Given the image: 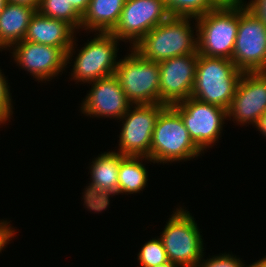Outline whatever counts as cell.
I'll return each instance as SVG.
<instances>
[{"instance_id":"obj_1","label":"cell","mask_w":266,"mask_h":267,"mask_svg":"<svg viewBox=\"0 0 266 267\" xmlns=\"http://www.w3.org/2000/svg\"><path fill=\"white\" fill-rule=\"evenodd\" d=\"M242 74L230 59L198 54L191 97L227 110Z\"/></svg>"},{"instance_id":"obj_2","label":"cell","mask_w":266,"mask_h":267,"mask_svg":"<svg viewBox=\"0 0 266 267\" xmlns=\"http://www.w3.org/2000/svg\"><path fill=\"white\" fill-rule=\"evenodd\" d=\"M190 19L192 17L170 16L131 48L144 59L154 62L198 53L197 37L192 33Z\"/></svg>"},{"instance_id":"obj_3","label":"cell","mask_w":266,"mask_h":267,"mask_svg":"<svg viewBox=\"0 0 266 267\" xmlns=\"http://www.w3.org/2000/svg\"><path fill=\"white\" fill-rule=\"evenodd\" d=\"M195 20L198 54L231 60L239 25V3L217 5Z\"/></svg>"},{"instance_id":"obj_4","label":"cell","mask_w":266,"mask_h":267,"mask_svg":"<svg viewBox=\"0 0 266 267\" xmlns=\"http://www.w3.org/2000/svg\"><path fill=\"white\" fill-rule=\"evenodd\" d=\"M203 151L193 142L180 114L167 105L159 114L150 146V162L191 160Z\"/></svg>"},{"instance_id":"obj_5","label":"cell","mask_w":266,"mask_h":267,"mask_svg":"<svg viewBox=\"0 0 266 267\" xmlns=\"http://www.w3.org/2000/svg\"><path fill=\"white\" fill-rule=\"evenodd\" d=\"M176 209L169 218L160 239L168 259L180 267H197L203 258V239L189 211Z\"/></svg>"},{"instance_id":"obj_6","label":"cell","mask_w":266,"mask_h":267,"mask_svg":"<svg viewBox=\"0 0 266 267\" xmlns=\"http://www.w3.org/2000/svg\"><path fill=\"white\" fill-rule=\"evenodd\" d=\"M130 52L115 70L128 101L133 105L159 103V62L144 59L134 48Z\"/></svg>"},{"instance_id":"obj_7","label":"cell","mask_w":266,"mask_h":267,"mask_svg":"<svg viewBox=\"0 0 266 267\" xmlns=\"http://www.w3.org/2000/svg\"><path fill=\"white\" fill-rule=\"evenodd\" d=\"M242 72H266V24L239 3V25L231 59Z\"/></svg>"},{"instance_id":"obj_8","label":"cell","mask_w":266,"mask_h":267,"mask_svg":"<svg viewBox=\"0 0 266 267\" xmlns=\"http://www.w3.org/2000/svg\"><path fill=\"white\" fill-rule=\"evenodd\" d=\"M181 116L193 142L203 151L221 135L227 110L189 97L171 105Z\"/></svg>"},{"instance_id":"obj_9","label":"cell","mask_w":266,"mask_h":267,"mask_svg":"<svg viewBox=\"0 0 266 267\" xmlns=\"http://www.w3.org/2000/svg\"><path fill=\"white\" fill-rule=\"evenodd\" d=\"M133 104L121 118L125 119L119 136V153L124 156L150 158L153 130L160 112L166 104ZM134 108L132 110V108Z\"/></svg>"},{"instance_id":"obj_10","label":"cell","mask_w":266,"mask_h":267,"mask_svg":"<svg viewBox=\"0 0 266 267\" xmlns=\"http://www.w3.org/2000/svg\"><path fill=\"white\" fill-rule=\"evenodd\" d=\"M99 34L81 48L75 57L73 79L76 82L90 83L115 74L118 62L117 43L120 41L112 33Z\"/></svg>"},{"instance_id":"obj_11","label":"cell","mask_w":266,"mask_h":267,"mask_svg":"<svg viewBox=\"0 0 266 267\" xmlns=\"http://www.w3.org/2000/svg\"><path fill=\"white\" fill-rule=\"evenodd\" d=\"M170 16L164 0H126L119 22L111 33L121 41H131L134 47Z\"/></svg>"},{"instance_id":"obj_12","label":"cell","mask_w":266,"mask_h":267,"mask_svg":"<svg viewBox=\"0 0 266 267\" xmlns=\"http://www.w3.org/2000/svg\"><path fill=\"white\" fill-rule=\"evenodd\" d=\"M198 53L172 57L159 62V103L172 105L191 97Z\"/></svg>"},{"instance_id":"obj_13","label":"cell","mask_w":266,"mask_h":267,"mask_svg":"<svg viewBox=\"0 0 266 267\" xmlns=\"http://www.w3.org/2000/svg\"><path fill=\"white\" fill-rule=\"evenodd\" d=\"M266 112V72H243L227 117L238 124L257 125Z\"/></svg>"},{"instance_id":"obj_14","label":"cell","mask_w":266,"mask_h":267,"mask_svg":"<svg viewBox=\"0 0 266 267\" xmlns=\"http://www.w3.org/2000/svg\"><path fill=\"white\" fill-rule=\"evenodd\" d=\"M124 155L119 152H105L96 157L91 164L92 182L84 191V205L88 210H106L110 195H118V171Z\"/></svg>"},{"instance_id":"obj_15","label":"cell","mask_w":266,"mask_h":267,"mask_svg":"<svg viewBox=\"0 0 266 267\" xmlns=\"http://www.w3.org/2000/svg\"><path fill=\"white\" fill-rule=\"evenodd\" d=\"M12 48L16 63L37 80L53 79L67 65V53L62 48L26 40L13 44Z\"/></svg>"},{"instance_id":"obj_16","label":"cell","mask_w":266,"mask_h":267,"mask_svg":"<svg viewBox=\"0 0 266 267\" xmlns=\"http://www.w3.org/2000/svg\"><path fill=\"white\" fill-rule=\"evenodd\" d=\"M91 84L92 88L81 105L82 112L90 117L104 116L121 119L131 103L121 88L117 76L112 74L95 80Z\"/></svg>"},{"instance_id":"obj_17","label":"cell","mask_w":266,"mask_h":267,"mask_svg":"<svg viewBox=\"0 0 266 267\" xmlns=\"http://www.w3.org/2000/svg\"><path fill=\"white\" fill-rule=\"evenodd\" d=\"M74 29L68 22L43 16L36 11L23 40L62 48L67 53V63H70L75 45Z\"/></svg>"},{"instance_id":"obj_18","label":"cell","mask_w":266,"mask_h":267,"mask_svg":"<svg viewBox=\"0 0 266 267\" xmlns=\"http://www.w3.org/2000/svg\"><path fill=\"white\" fill-rule=\"evenodd\" d=\"M37 9L23 4L6 2L0 13V49H8L24 39L27 27Z\"/></svg>"},{"instance_id":"obj_19","label":"cell","mask_w":266,"mask_h":267,"mask_svg":"<svg viewBox=\"0 0 266 267\" xmlns=\"http://www.w3.org/2000/svg\"><path fill=\"white\" fill-rule=\"evenodd\" d=\"M126 0H90L81 18L85 30L111 33L119 22Z\"/></svg>"},{"instance_id":"obj_20","label":"cell","mask_w":266,"mask_h":267,"mask_svg":"<svg viewBox=\"0 0 266 267\" xmlns=\"http://www.w3.org/2000/svg\"><path fill=\"white\" fill-rule=\"evenodd\" d=\"M151 160L149 157L143 156H124L121 159L118 171V194L142 191L148 181L144 164L140 160Z\"/></svg>"},{"instance_id":"obj_21","label":"cell","mask_w":266,"mask_h":267,"mask_svg":"<svg viewBox=\"0 0 266 267\" xmlns=\"http://www.w3.org/2000/svg\"><path fill=\"white\" fill-rule=\"evenodd\" d=\"M37 11L43 16L68 22L76 31L81 28L82 16L68 0H40Z\"/></svg>"},{"instance_id":"obj_22","label":"cell","mask_w":266,"mask_h":267,"mask_svg":"<svg viewBox=\"0 0 266 267\" xmlns=\"http://www.w3.org/2000/svg\"><path fill=\"white\" fill-rule=\"evenodd\" d=\"M171 16L192 17L196 19L214 9L212 0H164Z\"/></svg>"},{"instance_id":"obj_23","label":"cell","mask_w":266,"mask_h":267,"mask_svg":"<svg viewBox=\"0 0 266 267\" xmlns=\"http://www.w3.org/2000/svg\"><path fill=\"white\" fill-rule=\"evenodd\" d=\"M137 256L141 267H155L169 262L166 250L158 237L146 242Z\"/></svg>"},{"instance_id":"obj_24","label":"cell","mask_w":266,"mask_h":267,"mask_svg":"<svg viewBox=\"0 0 266 267\" xmlns=\"http://www.w3.org/2000/svg\"><path fill=\"white\" fill-rule=\"evenodd\" d=\"M0 69V124L4 123L11 118L12 111V98L10 95V89L8 86V81L6 80L4 74Z\"/></svg>"},{"instance_id":"obj_25","label":"cell","mask_w":266,"mask_h":267,"mask_svg":"<svg viewBox=\"0 0 266 267\" xmlns=\"http://www.w3.org/2000/svg\"><path fill=\"white\" fill-rule=\"evenodd\" d=\"M239 259L240 258H236V256L234 257V255L231 256L229 253H225L206 260L203 258L200 260L197 267H245ZM246 267H250V265Z\"/></svg>"},{"instance_id":"obj_26","label":"cell","mask_w":266,"mask_h":267,"mask_svg":"<svg viewBox=\"0 0 266 267\" xmlns=\"http://www.w3.org/2000/svg\"><path fill=\"white\" fill-rule=\"evenodd\" d=\"M10 222L1 221L0 222V252L3 250V248H5L6 244L9 243L10 238L14 237L15 235V231L12 230L13 228H11L10 225H8Z\"/></svg>"},{"instance_id":"obj_27","label":"cell","mask_w":266,"mask_h":267,"mask_svg":"<svg viewBox=\"0 0 266 267\" xmlns=\"http://www.w3.org/2000/svg\"><path fill=\"white\" fill-rule=\"evenodd\" d=\"M247 7L266 24V0H251Z\"/></svg>"},{"instance_id":"obj_28","label":"cell","mask_w":266,"mask_h":267,"mask_svg":"<svg viewBox=\"0 0 266 267\" xmlns=\"http://www.w3.org/2000/svg\"><path fill=\"white\" fill-rule=\"evenodd\" d=\"M68 2L81 16H83L87 10L90 0H68Z\"/></svg>"},{"instance_id":"obj_29","label":"cell","mask_w":266,"mask_h":267,"mask_svg":"<svg viewBox=\"0 0 266 267\" xmlns=\"http://www.w3.org/2000/svg\"><path fill=\"white\" fill-rule=\"evenodd\" d=\"M7 2L14 3V4H23L35 7L38 9L40 0H6Z\"/></svg>"},{"instance_id":"obj_30","label":"cell","mask_w":266,"mask_h":267,"mask_svg":"<svg viewBox=\"0 0 266 267\" xmlns=\"http://www.w3.org/2000/svg\"><path fill=\"white\" fill-rule=\"evenodd\" d=\"M262 133V135L266 136V112L261 116L259 122L255 126Z\"/></svg>"},{"instance_id":"obj_31","label":"cell","mask_w":266,"mask_h":267,"mask_svg":"<svg viewBox=\"0 0 266 267\" xmlns=\"http://www.w3.org/2000/svg\"><path fill=\"white\" fill-rule=\"evenodd\" d=\"M216 5H234L241 3L242 0H212Z\"/></svg>"},{"instance_id":"obj_32","label":"cell","mask_w":266,"mask_h":267,"mask_svg":"<svg viewBox=\"0 0 266 267\" xmlns=\"http://www.w3.org/2000/svg\"><path fill=\"white\" fill-rule=\"evenodd\" d=\"M250 267H266V256L261 260L259 259L257 262L250 265Z\"/></svg>"},{"instance_id":"obj_33","label":"cell","mask_w":266,"mask_h":267,"mask_svg":"<svg viewBox=\"0 0 266 267\" xmlns=\"http://www.w3.org/2000/svg\"><path fill=\"white\" fill-rule=\"evenodd\" d=\"M155 267H179L177 264L175 263H171L170 261L167 263H163V264H159L156 265Z\"/></svg>"},{"instance_id":"obj_34","label":"cell","mask_w":266,"mask_h":267,"mask_svg":"<svg viewBox=\"0 0 266 267\" xmlns=\"http://www.w3.org/2000/svg\"><path fill=\"white\" fill-rule=\"evenodd\" d=\"M6 2H7L6 0H0V13L3 10L4 5H5Z\"/></svg>"}]
</instances>
